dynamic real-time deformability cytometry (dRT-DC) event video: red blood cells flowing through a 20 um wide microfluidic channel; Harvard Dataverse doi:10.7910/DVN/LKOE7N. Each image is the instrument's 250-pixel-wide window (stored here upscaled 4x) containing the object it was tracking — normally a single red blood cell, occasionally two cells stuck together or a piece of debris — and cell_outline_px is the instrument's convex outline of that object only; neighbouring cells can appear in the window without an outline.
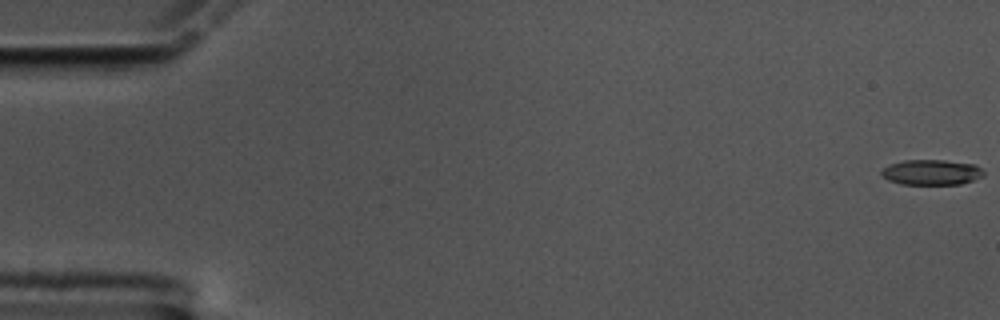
{"species": "common noctule bat (a hibernating species)", "species_latin": "Nyctalus noctula", "temperature_condition": "cold", "stored_images_in_passage": 61, "camera_frame_rate_fps": 3000, "um_per_image_px": 0.085, "animal": {"sex": "male", "body_mass_g": 17.5, "forearm_length_mm": 52.3}, "frame": {"image": 1, "passage_image": 1, "time_ms": 0.0, "image_size_px": [1000, 320], "cell_outline_px": [[984, 176], [960, 184], [900, 184], [888, 180], [880, 172], [884, 168], [892, 164], [904, 160], [944, 160], [976, 164], [984, 172]], "centroid_in_image_um": [79.2, 14.64], "position_along_channel_um": 5.8, "area_um2": 14.97}}
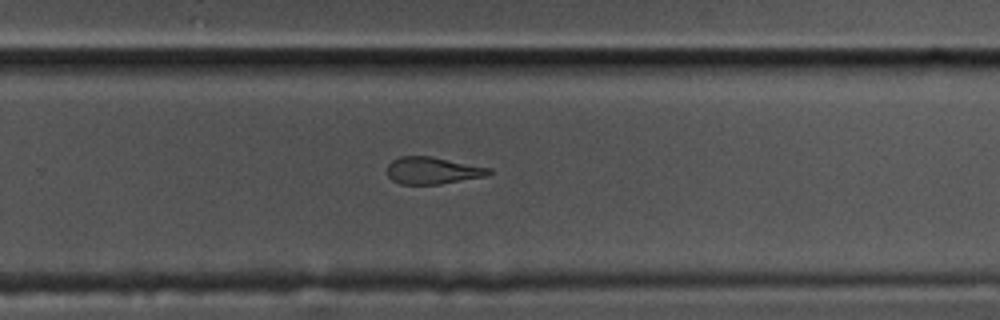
{"frame": {"image": 2, "passage_image": 40, "time_ms": 13.0, "image_size_px": [1000, 320], "cell_outline_px": [[492, 172], [484, 176], [440, 184], [400, 184], [392, 180], [388, 176], [388, 164], [392, 160], [400, 156], [432, 156], [492, 168]], "centroid_in_image_um": [36.76, 14.48], "position_along_channel_um": 293.0, "area_um2": 16.01}}
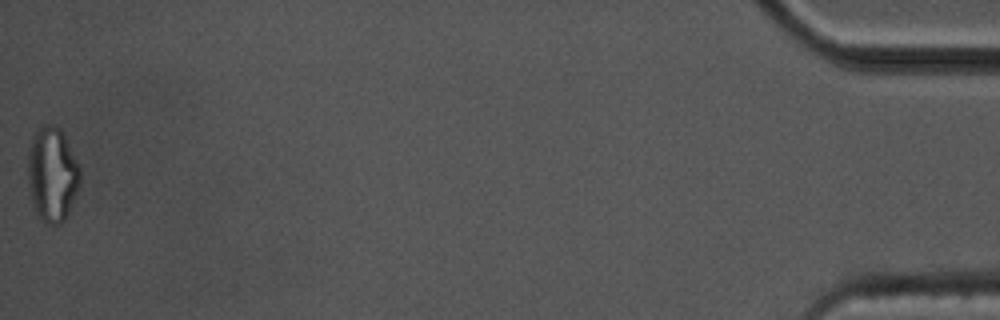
{"frame": {"image": 3, "passage_image": 61, "time_ms": 20.0, "image_size_px": [1000, 320], "cell_outline_px": [[80, 184], [68, 212], [64, 220], [60, 224], [44, 224], [36, 212], [32, 204], [28, 188], [28, 156], [32, 136], [36, 128], [44, 124], [52, 124], [60, 128], [80, 164]], "centroid_in_image_um": [4.43, 14.8], "position_along_channel_um": 430.8, "area_um2": 29.13}, "authors_computed_cell_mechanics": {"area_um2": 16.6464, "velocity_mm_per_s": 3.3627, "shape_relaxation_time_tau1_ms": 4.6871, "shape_relaxation_time_tau2_ms": 1.936, "deformation_change_tau1": 0.1951, "deformation_change_tau2": 0.1149}}